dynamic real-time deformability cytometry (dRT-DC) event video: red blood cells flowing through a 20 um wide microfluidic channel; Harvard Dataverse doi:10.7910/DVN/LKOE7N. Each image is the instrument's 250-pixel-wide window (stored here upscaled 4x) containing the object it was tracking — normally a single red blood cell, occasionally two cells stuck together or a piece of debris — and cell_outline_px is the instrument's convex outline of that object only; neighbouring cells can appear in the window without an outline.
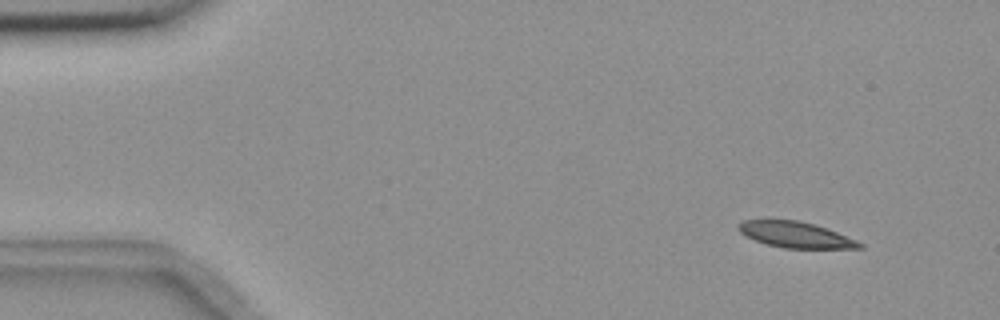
{"species": "common noctule bat (a hibernating species)", "species_latin": "Nyctalus noctula", "temperature_condition": "room temperature", "stored_images_in_passage": 12, "camera_frame_rate_fps": 3000, "um_per_image_px": 0.085, "animal": {"sex": "female", "body_mass_g": 18.4}, "frame": {"image": 1, "passage_image": 1, "time_ms": 0.0, "image_size_px": [1000, 320], "cell_outline_px": [[864, 248], [784, 248], [764, 244], [740, 232], [736, 228], [736, 224], [740, 220], [764, 216], [768, 216], [800, 220], [816, 224], [856, 240], [864, 244]], "centroid_in_image_um": [67.49, 19.88], "position_along_channel_um": 17.5, "area_um2": 19.25}}